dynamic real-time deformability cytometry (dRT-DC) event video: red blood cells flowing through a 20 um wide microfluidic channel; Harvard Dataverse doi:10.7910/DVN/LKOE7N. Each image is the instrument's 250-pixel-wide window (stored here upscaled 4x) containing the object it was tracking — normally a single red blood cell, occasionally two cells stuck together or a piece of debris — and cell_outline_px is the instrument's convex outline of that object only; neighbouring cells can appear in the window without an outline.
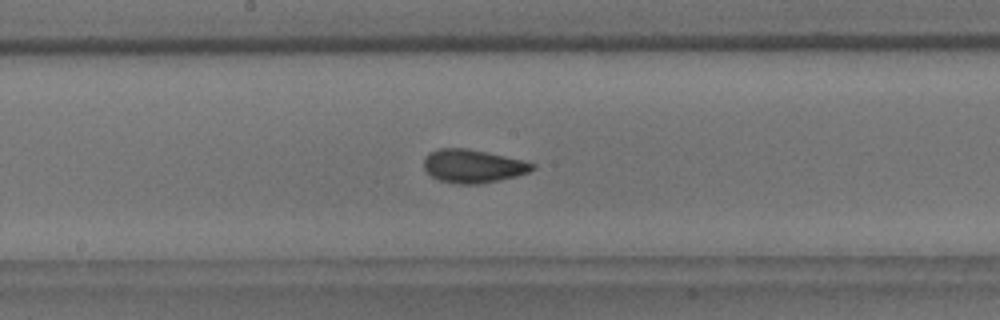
{"species": "common noctule bat (a hibernating species)", "species_latin": "Nyctalus noctula", "temperature_condition": "room temperature", "stored_images_in_passage": 28, "camera_frame_rate_fps": 3000, "um_per_image_px": 0.085, "animal": {"sex": "male", "body_mass_g": 18.8}, "frame": {"image": 1, "passage_image": 12, "time_ms": 3.667, "image_size_px": [1000, 320], "cell_outline_px": [[536, 168], [528, 172], [516, 176], [500, 180], [480, 184], [456, 184], [440, 180], [432, 176], [424, 168], [424, 160], [428, 152], [440, 148], [464, 148], [524, 160], [536, 164]], "centroid_in_image_um": [40.21, 14.12], "position_along_channel_um": 208.0, "area_um2": 20.98}}
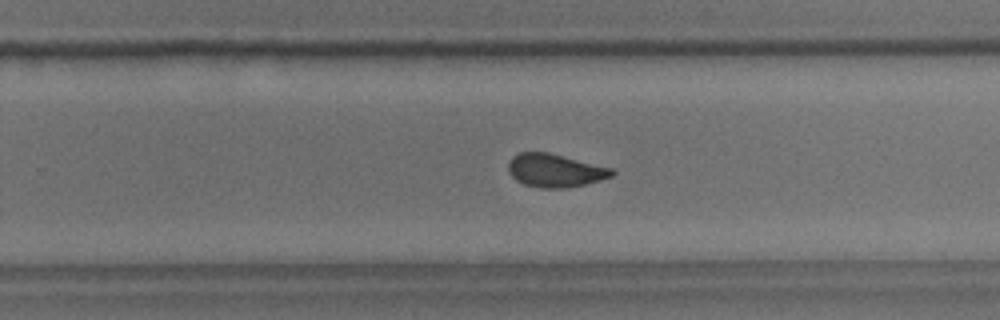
{"frame": {"image": 2, "passage_image": 18, "time_ms": 5.667, "image_size_px": [1000, 320], "cell_outline_px": [[616, 172], [612, 176], [600, 180], [568, 188], [540, 188], [524, 184], [516, 180], [508, 172], [508, 164], [512, 156], [520, 152], [548, 152], [612, 168]], "centroid_in_image_um": [47.16, 14.49], "position_along_channel_um": 282.6, "area_um2": 20.06}}
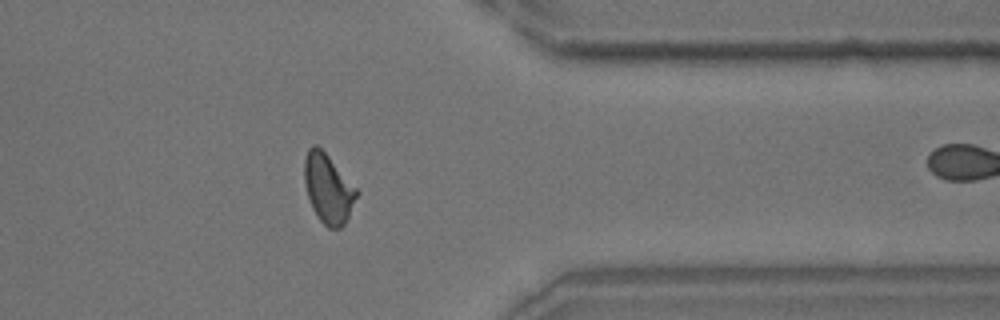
{"frame": {"image": 3, "passage_image": 27, "time_ms": 8.667, "image_size_px": [1000, 320], "cell_outline_px": [[360, 192], [344, 224], [340, 228], [328, 228], [316, 216], [312, 208], [304, 184], [304, 160], [308, 148], [312, 144], [316, 144], [328, 156]], "centroid_in_image_um": [27.88, 16.03], "position_along_channel_um": 383.5, "area_um2": 20.98}}